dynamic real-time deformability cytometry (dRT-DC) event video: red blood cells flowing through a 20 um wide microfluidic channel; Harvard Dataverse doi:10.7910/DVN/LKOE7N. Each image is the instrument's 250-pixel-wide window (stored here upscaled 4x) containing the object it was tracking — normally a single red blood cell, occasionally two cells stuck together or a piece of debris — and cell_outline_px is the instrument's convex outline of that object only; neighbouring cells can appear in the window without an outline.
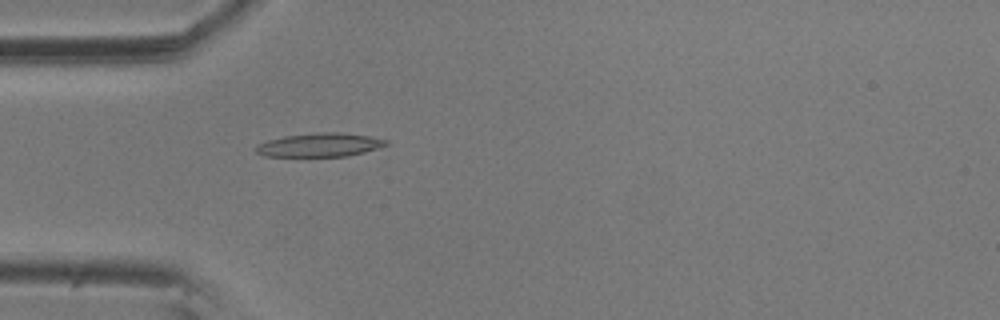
{"species": "common noctule bat (a hibernating species)", "species_latin": "Nyctalus noctula", "temperature_condition": "room temperature", "stored_images_in_passage": 3, "camera_frame_rate_fps": 3000, "um_per_image_px": 0.085, "animal": {"sex": "male", "body_mass_g": 20.5, "forearm_length_mm": 52.5}, "frame": {"image": 1, "passage_image": 3, "time_ms": 0.667, "image_size_px": [1000, 320], "cell_outline_px": [[388, 144], [380, 148], [348, 156], [264, 156], [256, 152], [256, 148], [260, 144], [268, 140], [284, 136], [324, 132], [340, 132], [368, 136], [388, 140]], "centroid_in_image_um": [27.22, 12.32], "position_along_channel_um": 57.8, "area_um2": 17.74}}